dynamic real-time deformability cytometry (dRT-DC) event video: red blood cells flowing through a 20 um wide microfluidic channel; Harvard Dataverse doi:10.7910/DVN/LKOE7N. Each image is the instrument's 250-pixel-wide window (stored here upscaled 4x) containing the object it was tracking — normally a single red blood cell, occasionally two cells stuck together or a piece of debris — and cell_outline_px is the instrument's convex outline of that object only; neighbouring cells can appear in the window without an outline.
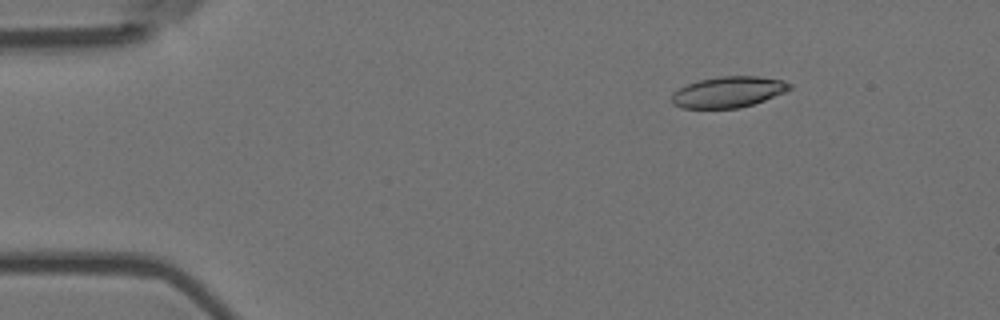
{"species": "Egyptian fruit bat (a non-hibernating species)", "species_latin": "Rousettus aegyptiacus", "temperature_condition": "room temperature", "stored_images_in_passage": 10, "camera_frame_rate_fps": 3000, "um_per_image_px": 0.085, "animal": {"sex": "female"}, "frame": {"image": 1, "passage_image": 3, "time_ms": 0.667, "image_size_px": [1000, 320], "cell_outline_px": [[792, 88], [784, 92], [764, 100], [752, 104], [736, 108], [684, 108], [672, 104], [672, 92], [688, 84], [700, 80], [720, 76], [760, 76], [784, 80], [792, 84]], "centroid_in_image_um": [61.92, 7.81], "position_along_channel_um": 23.1, "area_um2": 21.15}}
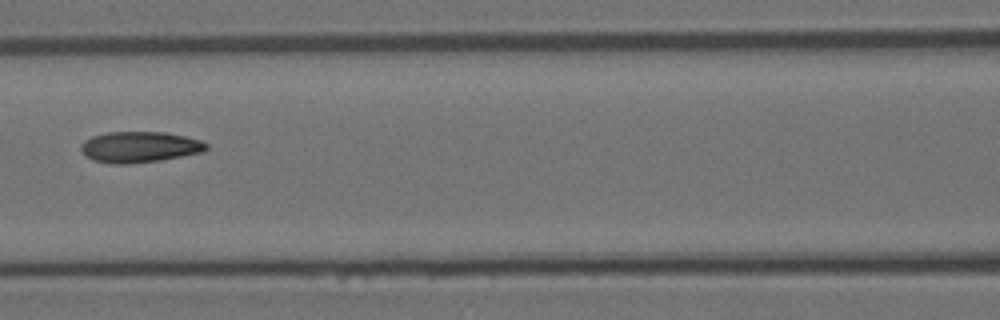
{"frame": {"image": 2, "passage_image": 7, "time_ms": 2.0, "image_size_px": [1000, 320], "cell_outline_px": [[208, 148], [204, 152], [160, 160], [128, 164], [112, 164], [92, 160], [84, 156], [80, 152], [80, 144], [84, 140], [92, 136], [108, 132], [164, 132], [184, 136], [200, 140], [208, 144]], "centroid_in_image_um": [11.82, 12.5], "position_along_channel_um": 154.8, "area_um2": 22.83}}
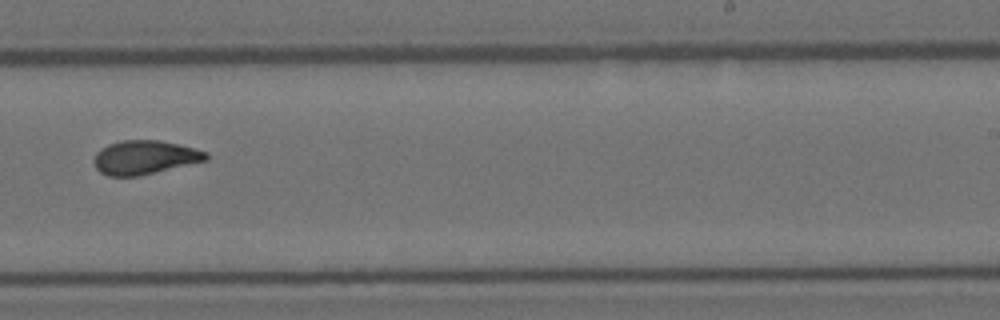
{"frame": {"image": 3, "passage_image": 10, "time_ms": 3.0, "image_size_px": [1000, 320], "cell_outline_px": [[208, 160], [140, 176], [108, 176], [100, 172], [96, 168], [92, 160], [96, 152], [100, 148], [108, 144], [120, 140], [160, 140], [208, 152]], "centroid_in_image_um": [12.26, 13.38], "position_along_channel_um": 276.7, "area_um2": 22.25}}